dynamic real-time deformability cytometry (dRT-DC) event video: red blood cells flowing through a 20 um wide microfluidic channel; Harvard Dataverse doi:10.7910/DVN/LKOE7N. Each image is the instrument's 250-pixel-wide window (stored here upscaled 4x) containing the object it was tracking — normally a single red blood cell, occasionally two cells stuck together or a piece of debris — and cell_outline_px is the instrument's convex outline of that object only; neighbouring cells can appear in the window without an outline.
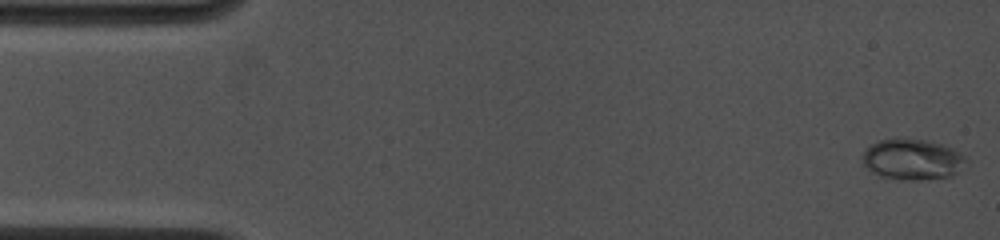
{"species": "common noctule bat (a hibernating species)", "species_latin": "Nyctalus noctula", "temperature_condition": "cold", "stored_images_in_passage": 15, "camera_frame_rate_fps": 4500, "um_per_image_px": 0.085, "animal": {"sex": "female", "body_mass_g": 19.0, "forearm_length_mm": 53.3}, "frame": {"image": 1, "passage_image": 1, "time_ms": 0.0, "image_size_px": [1000, 240], "cell_outline_px": [[968, 164], [956, 172], [948, 176], [920, 180], [900, 180], [880, 176], [872, 172], [864, 164], [860, 156], [872, 144], [880, 140], [928, 140], [952, 148], [960, 152], [968, 160]], "centroid_in_image_um": [77.57, 13.57], "position_along_channel_um": 7.4, "area_um2": 24.33}}
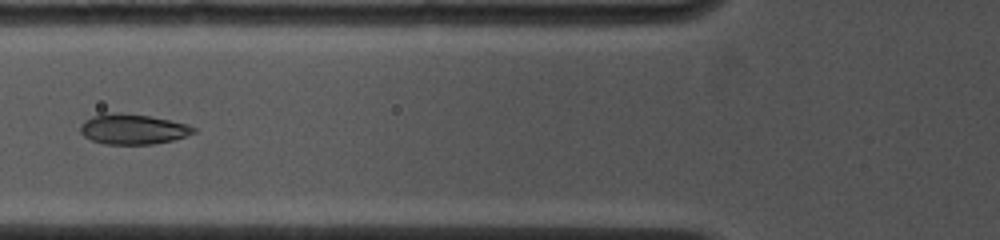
{"frame": {"image": 2, "passage_image": 13, "time_ms": 5.778, "image_size_px": [1000, 240], "cell_outline_px": [[196, 132], [172, 140], [152, 144], [104, 144], [92, 140], [84, 136], [80, 132], [80, 124], [84, 120], [92, 116], [112, 112], [120, 112], [148, 116], [188, 124], [196, 128]], "centroid_in_image_um": [11.26, 10.97], "position_along_channel_um": 114.5, "area_um2": 19.88}}
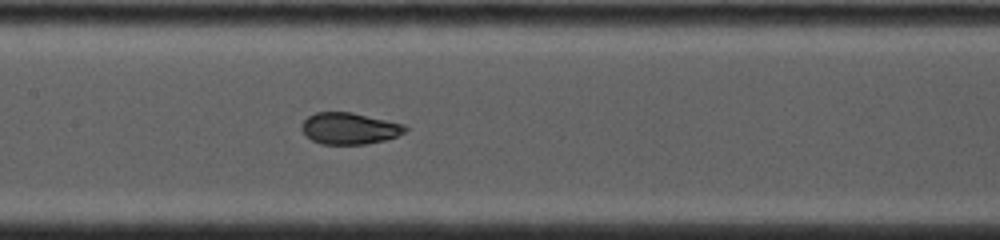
{"frame": {"image": 3, "passage_image": 15, "time_ms": 7.333, "image_size_px": [1000, 240], "cell_outline_px": [[408, 128], [404, 132], [396, 136], [384, 140], [364, 144], [320, 144], [304, 136], [300, 128], [300, 124], [308, 116], [316, 112], [352, 112], [404, 124]], "centroid_in_image_um": [29.64, 10.91], "position_along_channel_um": 177.8, "area_um2": 19.13}}